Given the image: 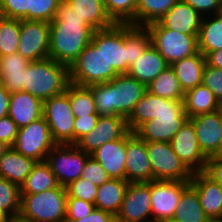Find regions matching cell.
Wrapping results in <instances>:
<instances>
[{"label":"cell","instance_id":"cell-19","mask_svg":"<svg viewBox=\"0 0 222 222\" xmlns=\"http://www.w3.org/2000/svg\"><path fill=\"white\" fill-rule=\"evenodd\" d=\"M190 184L196 189L206 216L222 220V187L204 171L193 173Z\"/></svg>","mask_w":222,"mask_h":222},{"label":"cell","instance_id":"cell-50","mask_svg":"<svg viewBox=\"0 0 222 222\" xmlns=\"http://www.w3.org/2000/svg\"><path fill=\"white\" fill-rule=\"evenodd\" d=\"M19 128L15 122L7 115L0 119V141L12 147Z\"/></svg>","mask_w":222,"mask_h":222},{"label":"cell","instance_id":"cell-17","mask_svg":"<svg viewBox=\"0 0 222 222\" xmlns=\"http://www.w3.org/2000/svg\"><path fill=\"white\" fill-rule=\"evenodd\" d=\"M125 179L129 183L150 182L153 172L147 154V142L134 132L126 133Z\"/></svg>","mask_w":222,"mask_h":222},{"label":"cell","instance_id":"cell-21","mask_svg":"<svg viewBox=\"0 0 222 222\" xmlns=\"http://www.w3.org/2000/svg\"><path fill=\"white\" fill-rule=\"evenodd\" d=\"M111 178L125 179L126 134L100 146L90 154Z\"/></svg>","mask_w":222,"mask_h":222},{"label":"cell","instance_id":"cell-3","mask_svg":"<svg viewBox=\"0 0 222 222\" xmlns=\"http://www.w3.org/2000/svg\"><path fill=\"white\" fill-rule=\"evenodd\" d=\"M70 83L88 87L114 79L115 72L105 57L104 29L95 30L91 42L69 68Z\"/></svg>","mask_w":222,"mask_h":222},{"label":"cell","instance_id":"cell-6","mask_svg":"<svg viewBox=\"0 0 222 222\" xmlns=\"http://www.w3.org/2000/svg\"><path fill=\"white\" fill-rule=\"evenodd\" d=\"M188 119L183 100L163 98V112L142 123L134 133L145 142H170Z\"/></svg>","mask_w":222,"mask_h":222},{"label":"cell","instance_id":"cell-27","mask_svg":"<svg viewBox=\"0 0 222 222\" xmlns=\"http://www.w3.org/2000/svg\"><path fill=\"white\" fill-rule=\"evenodd\" d=\"M205 64V56L198 51L196 54L170 65L184 93L202 84V73Z\"/></svg>","mask_w":222,"mask_h":222},{"label":"cell","instance_id":"cell-52","mask_svg":"<svg viewBox=\"0 0 222 222\" xmlns=\"http://www.w3.org/2000/svg\"><path fill=\"white\" fill-rule=\"evenodd\" d=\"M115 217L106 211L95 209L88 216H84L74 222H113Z\"/></svg>","mask_w":222,"mask_h":222},{"label":"cell","instance_id":"cell-35","mask_svg":"<svg viewBox=\"0 0 222 222\" xmlns=\"http://www.w3.org/2000/svg\"><path fill=\"white\" fill-rule=\"evenodd\" d=\"M146 88L149 93L155 96L169 100H184V91L170 65L150 82Z\"/></svg>","mask_w":222,"mask_h":222},{"label":"cell","instance_id":"cell-16","mask_svg":"<svg viewBox=\"0 0 222 222\" xmlns=\"http://www.w3.org/2000/svg\"><path fill=\"white\" fill-rule=\"evenodd\" d=\"M170 143L173 151L192 173L205 171L208 158L199 147L194 125L189 119Z\"/></svg>","mask_w":222,"mask_h":222},{"label":"cell","instance_id":"cell-29","mask_svg":"<svg viewBox=\"0 0 222 222\" xmlns=\"http://www.w3.org/2000/svg\"><path fill=\"white\" fill-rule=\"evenodd\" d=\"M184 111L188 118L222 108L212 91L203 84L184 93Z\"/></svg>","mask_w":222,"mask_h":222},{"label":"cell","instance_id":"cell-8","mask_svg":"<svg viewBox=\"0 0 222 222\" xmlns=\"http://www.w3.org/2000/svg\"><path fill=\"white\" fill-rule=\"evenodd\" d=\"M153 180L190 181L193 173L173 151L170 142H147Z\"/></svg>","mask_w":222,"mask_h":222},{"label":"cell","instance_id":"cell-57","mask_svg":"<svg viewBox=\"0 0 222 222\" xmlns=\"http://www.w3.org/2000/svg\"><path fill=\"white\" fill-rule=\"evenodd\" d=\"M6 19V16H5V13H4V10L2 9V7L0 6V23Z\"/></svg>","mask_w":222,"mask_h":222},{"label":"cell","instance_id":"cell-32","mask_svg":"<svg viewBox=\"0 0 222 222\" xmlns=\"http://www.w3.org/2000/svg\"><path fill=\"white\" fill-rule=\"evenodd\" d=\"M172 219L176 222H210L201 207L198 193L191 184L182 191Z\"/></svg>","mask_w":222,"mask_h":222},{"label":"cell","instance_id":"cell-60","mask_svg":"<svg viewBox=\"0 0 222 222\" xmlns=\"http://www.w3.org/2000/svg\"><path fill=\"white\" fill-rule=\"evenodd\" d=\"M99 1H101V2L104 3V4L106 3V0H99Z\"/></svg>","mask_w":222,"mask_h":222},{"label":"cell","instance_id":"cell-43","mask_svg":"<svg viewBox=\"0 0 222 222\" xmlns=\"http://www.w3.org/2000/svg\"><path fill=\"white\" fill-rule=\"evenodd\" d=\"M98 186L79 177L66 186L67 198H77L94 204Z\"/></svg>","mask_w":222,"mask_h":222},{"label":"cell","instance_id":"cell-56","mask_svg":"<svg viewBox=\"0 0 222 222\" xmlns=\"http://www.w3.org/2000/svg\"><path fill=\"white\" fill-rule=\"evenodd\" d=\"M8 145L0 141V157L7 151Z\"/></svg>","mask_w":222,"mask_h":222},{"label":"cell","instance_id":"cell-20","mask_svg":"<svg viewBox=\"0 0 222 222\" xmlns=\"http://www.w3.org/2000/svg\"><path fill=\"white\" fill-rule=\"evenodd\" d=\"M202 18L189 4L179 0L158 20V23L179 33L198 35Z\"/></svg>","mask_w":222,"mask_h":222},{"label":"cell","instance_id":"cell-58","mask_svg":"<svg viewBox=\"0 0 222 222\" xmlns=\"http://www.w3.org/2000/svg\"><path fill=\"white\" fill-rule=\"evenodd\" d=\"M158 222H176V221L173 219H170V220H162V221H158Z\"/></svg>","mask_w":222,"mask_h":222},{"label":"cell","instance_id":"cell-46","mask_svg":"<svg viewBox=\"0 0 222 222\" xmlns=\"http://www.w3.org/2000/svg\"><path fill=\"white\" fill-rule=\"evenodd\" d=\"M95 205L77 198H67L65 222H74L88 216L95 210Z\"/></svg>","mask_w":222,"mask_h":222},{"label":"cell","instance_id":"cell-42","mask_svg":"<svg viewBox=\"0 0 222 222\" xmlns=\"http://www.w3.org/2000/svg\"><path fill=\"white\" fill-rule=\"evenodd\" d=\"M60 1L61 0H30L28 20L50 23L56 16Z\"/></svg>","mask_w":222,"mask_h":222},{"label":"cell","instance_id":"cell-4","mask_svg":"<svg viewBox=\"0 0 222 222\" xmlns=\"http://www.w3.org/2000/svg\"><path fill=\"white\" fill-rule=\"evenodd\" d=\"M69 67L53 59L30 61L24 71V90L42 102L66 91Z\"/></svg>","mask_w":222,"mask_h":222},{"label":"cell","instance_id":"cell-9","mask_svg":"<svg viewBox=\"0 0 222 222\" xmlns=\"http://www.w3.org/2000/svg\"><path fill=\"white\" fill-rule=\"evenodd\" d=\"M90 156L75 144H56L47 154L45 161L56 176L59 185L66 187L80 177Z\"/></svg>","mask_w":222,"mask_h":222},{"label":"cell","instance_id":"cell-12","mask_svg":"<svg viewBox=\"0 0 222 222\" xmlns=\"http://www.w3.org/2000/svg\"><path fill=\"white\" fill-rule=\"evenodd\" d=\"M189 184L190 181H150L151 222L172 219L182 191Z\"/></svg>","mask_w":222,"mask_h":222},{"label":"cell","instance_id":"cell-59","mask_svg":"<svg viewBox=\"0 0 222 222\" xmlns=\"http://www.w3.org/2000/svg\"><path fill=\"white\" fill-rule=\"evenodd\" d=\"M210 222H222V220H211Z\"/></svg>","mask_w":222,"mask_h":222},{"label":"cell","instance_id":"cell-54","mask_svg":"<svg viewBox=\"0 0 222 222\" xmlns=\"http://www.w3.org/2000/svg\"><path fill=\"white\" fill-rule=\"evenodd\" d=\"M205 60L207 65L222 69V49L209 52L205 56Z\"/></svg>","mask_w":222,"mask_h":222},{"label":"cell","instance_id":"cell-11","mask_svg":"<svg viewBox=\"0 0 222 222\" xmlns=\"http://www.w3.org/2000/svg\"><path fill=\"white\" fill-rule=\"evenodd\" d=\"M43 117L56 144H73V123L69 96L66 92L43 101Z\"/></svg>","mask_w":222,"mask_h":222},{"label":"cell","instance_id":"cell-14","mask_svg":"<svg viewBox=\"0 0 222 222\" xmlns=\"http://www.w3.org/2000/svg\"><path fill=\"white\" fill-rule=\"evenodd\" d=\"M150 182L129 183L115 216L120 222H151Z\"/></svg>","mask_w":222,"mask_h":222},{"label":"cell","instance_id":"cell-45","mask_svg":"<svg viewBox=\"0 0 222 222\" xmlns=\"http://www.w3.org/2000/svg\"><path fill=\"white\" fill-rule=\"evenodd\" d=\"M80 177L89 180L96 186L104 184L111 178L106 170L92 156L87 159Z\"/></svg>","mask_w":222,"mask_h":222},{"label":"cell","instance_id":"cell-41","mask_svg":"<svg viewBox=\"0 0 222 222\" xmlns=\"http://www.w3.org/2000/svg\"><path fill=\"white\" fill-rule=\"evenodd\" d=\"M20 42V20L6 18L0 23V57L17 52Z\"/></svg>","mask_w":222,"mask_h":222},{"label":"cell","instance_id":"cell-55","mask_svg":"<svg viewBox=\"0 0 222 222\" xmlns=\"http://www.w3.org/2000/svg\"><path fill=\"white\" fill-rule=\"evenodd\" d=\"M0 222H14V220L2 209H0Z\"/></svg>","mask_w":222,"mask_h":222},{"label":"cell","instance_id":"cell-25","mask_svg":"<svg viewBox=\"0 0 222 222\" xmlns=\"http://www.w3.org/2000/svg\"><path fill=\"white\" fill-rule=\"evenodd\" d=\"M29 63L17 52L0 57V83L11 94L24 90V71Z\"/></svg>","mask_w":222,"mask_h":222},{"label":"cell","instance_id":"cell-36","mask_svg":"<svg viewBox=\"0 0 222 222\" xmlns=\"http://www.w3.org/2000/svg\"><path fill=\"white\" fill-rule=\"evenodd\" d=\"M151 45V37L146 27L124 24V46L127 49V72L138 57Z\"/></svg>","mask_w":222,"mask_h":222},{"label":"cell","instance_id":"cell-10","mask_svg":"<svg viewBox=\"0 0 222 222\" xmlns=\"http://www.w3.org/2000/svg\"><path fill=\"white\" fill-rule=\"evenodd\" d=\"M56 145L50 128L42 116L27 126L19 128L12 148L36 162L45 161L47 154Z\"/></svg>","mask_w":222,"mask_h":222},{"label":"cell","instance_id":"cell-30","mask_svg":"<svg viewBox=\"0 0 222 222\" xmlns=\"http://www.w3.org/2000/svg\"><path fill=\"white\" fill-rule=\"evenodd\" d=\"M70 7L94 30L112 27L115 23L107 15L104 3L99 0H65Z\"/></svg>","mask_w":222,"mask_h":222},{"label":"cell","instance_id":"cell-26","mask_svg":"<svg viewBox=\"0 0 222 222\" xmlns=\"http://www.w3.org/2000/svg\"><path fill=\"white\" fill-rule=\"evenodd\" d=\"M128 185L126 179L110 178L98 186L95 208L109 212L115 217L122 205Z\"/></svg>","mask_w":222,"mask_h":222},{"label":"cell","instance_id":"cell-47","mask_svg":"<svg viewBox=\"0 0 222 222\" xmlns=\"http://www.w3.org/2000/svg\"><path fill=\"white\" fill-rule=\"evenodd\" d=\"M30 0H0L6 18L28 20Z\"/></svg>","mask_w":222,"mask_h":222},{"label":"cell","instance_id":"cell-39","mask_svg":"<svg viewBox=\"0 0 222 222\" xmlns=\"http://www.w3.org/2000/svg\"><path fill=\"white\" fill-rule=\"evenodd\" d=\"M20 206V186L0 177V209L16 221L20 213Z\"/></svg>","mask_w":222,"mask_h":222},{"label":"cell","instance_id":"cell-13","mask_svg":"<svg viewBox=\"0 0 222 222\" xmlns=\"http://www.w3.org/2000/svg\"><path fill=\"white\" fill-rule=\"evenodd\" d=\"M50 23L20 20V42L17 53L29 61L49 58Z\"/></svg>","mask_w":222,"mask_h":222},{"label":"cell","instance_id":"cell-7","mask_svg":"<svg viewBox=\"0 0 222 222\" xmlns=\"http://www.w3.org/2000/svg\"><path fill=\"white\" fill-rule=\"evenodd\" d=\"M151 44L169 65L198 52V35H188L162 27L158 22L146 26Z\"/></svg>","mask_w":222,"mask_h":222},{"label":"cell","instance_id":"cell-5","mask_svg":"<svg viewBox=\"0 0 222 222\" xmlns=\"http://www.w3.org/2000/svg\"><path fill=\"white\" fill-rule=\"evenodd\" d=\"M67 190L64 186L36 194H21L16 222H65Z\"/></svg>","mask_w":222,"mask_h":222},{"label":"cell","instance_id":"cell-38","mask_svg":"<svg viewBox=\"0 0 222 222\" xmlns=\"http://www.w3.org/2000/svg\"><path fill=\"white\" fill-rule=\"evenodd\" d=\"M65 92L69 96L70 106L75 117L98 114L92 92L88 87L70 83Z\"/></svg>","mask_w":222,"mask_h":222},{"label":"cell","instance_id":"cell-2","mask_svg":"<svg viewBox=\"0 0 222 222\" xmlns=\"http://www.w3.org/2000/svg\"><path fill=\"white\" fill-rule=\"evenodd\" d=\"M88 88L99 116H122L126 120L147 91L144 83L127 74L117 75L108 82L90 85Z\"/></svg>","mask_w":222,"mask_h":222},{"label":"cell","instance_id":"cell-15","mask_svg":"<svg viewBox=\"0 0 222 222\" xmlns=\"http://www.w3.org/2000/svg\"><path fill=\"white\" fill-rule=\"evenodd\" d=\"M195 128L198 144L209 158L222 155V108L189 118Z\"/></svg>","mask_w":222,"mask_h":222},{"label":"cell","instance_id":"cell-40","mask_svg":"<svg viewBox=\"0 0 222 222\" xmlns=\"http://www.w3.org/2000/svg\"><path fill=\"white\" fill-rule=\"evenodd\" d=\"M139 0H106L104 4L107 15L115 24H132L135 26V11Z\"/></svg>","mask_w":222,"mask_h":222},{"label":"cell","instance_id":"cell-31","mask_svg":"<svg viewBox=\"0 0 222 222\" xmlns=\"http://www.w3.org/2000/svg\"><path fill=\"white\" fill-rule=\"evenodd\" d=\"M197 41L204 56L222 49V12L202 18Z\"/></svg>","mask_w":222,"mask_h":222},{"label":"cell","instance_id":"cell-44","mask_svg":"<svg viewBox=\"0 0 222 222\" xmlns=\"http://www.w3.org/2000/svg\"><path fill=\"white\" fill-rule=\"evenodd\" d=\"M202 84L208 87L222 106V69L205 64Z\"/></svg>","mask_w":222,"mask_h":222},{"label":"cell","instance_id":"cell-34","mask_svg":"<svg viewBox=\"0 0 222 222\" xmlns=\"http://www.w3.org/2000/svg\"><path fill=\"white\" fill-rule=\"evenodd\" d=\"M163 112V98L146 91L127 119L129 131L134 132L142 123L156 119Z\"/></svg>","mask_w":222,"mask_h":222},{"label":"cell","instance_id":"cell-53","mask_svg":"<svg viewBox=\"0 0 222 222\" xmlns=\"http://www.w3.org/2000/svg\"><path fill=\"white\" fill-rule=\"evenodd\" d=\"M11 93L0 83V119L8 115Z\"/></svg>","mask_w":222,"mask_h":222},{"label":"cell","instance_id":"cell-51","mask_svg":"<svg viewBox=\"0 0 222 222\" xmlns=\"http://www.w3.org/2000/svg\"><path fill=\"white\" fill-rule=\"evenodd\" d=\"M204 172L222 187V155L209 157Z\"/></svg>","mask_w":222,"mask_h":222},{"label":"cell","instance_id":"cell-37","mask_svg":"<svg viewBox=\"0 0 222 222\" xmlns=\"http://www.w3.org/2000/svg\"><path fill=\"white\" fill-rule=\"evenodd\" d=\"M179 0H139L135 11V26L146 27L158 22Z\"/></svg>","mask_w":222,"mask_h":222},{"label":"cell","instance_id":"cell-28","mask_svg":"<svg viewBox=\"0 0 222 222\" xmlns=\"http://www.w3.org/2000/svg\"><path fill=\"white\" fill-rule=\"evenodd\" d=\"M35 163L33 159L9 147L0 157V177L21 186Z\"/></svg>","mask_w":222,"mask_h":222},{"label":"cell","instance_id":"cell-18","mask_svg":"<svg viewBox=\"0 0 222 222\" xmlns=\"http://www.w3.org/2000/svg\"><path fill=\"white\" fill-rule=\"evenodd\" d=\"M128 131L127 120L122 116H99L94 129L75 145L85 153L91 154L105 143L121 139Z\"/></svg>","mask_w":222,"mask_h":222},{"label":"cell","instance_id":"cell-24","mask_svg":"<svg viewBox=\"0 0 222 222\" xmlns=\"http://www.w3.org/2000/svg\"><path fill=\"white\" fill-rule=\"evenodd\" d=\"M169 66L158 50L151 44L137 60L129 66L127 75L144 83L152 82L164 69Z\"/></svg>","mask_w":222,"mask_h":222},{"label":"cell","instance_id":"cell-1","mask_svg":"<svg viewBox=\"0 0 222 222\" xmlns=\"http://www.w3.org/2000/svg\"><path fill=\"white\" fill-rule=\"evenodd\" d=\"M94 31L65 0H61L50 22L49 58L70 68L91 42Z\"/></svg>","mask_w":222,"mask_h":222},{"label":"cell","instance_id":"cell-23","mask_svg":"<svg viewBox=\"0 0 222 222\" xmlns=\"http://www.w3.org/2000/svg\"><path fill=\"white\" fill-rule=\"evenodd\" d=\"M105 57L118 75L127 74V49L124 46V24L104 29Z\"/></svg>","mask_w":222,"mask_h":222},{"label":"cell","instance_id":"cell-49","mask_svg":"<svg viewBox=\"0 0 222 222\" xmlns=\"http://www.w3.org/2000/svg\"><path fill=\"white\" fill-rule=\"evenodd\" d=\"M194 8L202 17L222 12V0H182Z\"/></svg>","mask_w":222,"mask_h":222},{"label":"cell","instance_id":"cell-33","mask_svg":"<svg viewBox=\"0 0 222 222\" xmlns=\"http://www.w3.org/2000/svg\"><path fill=\"white\" fill-rule=\"evenodd\" d=\"M59 186L56 176L46 161L36 162L20 186L21 194H36Z\"/></svg>","mask_w":222,"mask_h":222},{"label":"cell","instance_id":"cell-48","mask_svg":"<svg viewBox=\"0 0 222 222\" xmlns=\"http://www.w3.org/2000/svg\"><path fill=\"white\" fill-rule=\"evenodd\" d=\"M98 119V114L75 117L73 123V144H76L83 136L93 130Z\"/></svg>","mask_w":222,"mask_h":222},{"label":"cell","instance_id":"cell-22","mask_svg":"<svg viewBox=\"0 0 222 222\" xmlns=\"http://www.w3.org/2000/svg\"><path fill=\"white\" fill-rule=\"evenodd\" d=\"M43 102L37 97L25 91H19L10 95L8 116L15 122L18 128L29 125L41 118Z\"/></svg>","mask_w":222,"mask_h":222}]
</instances>
